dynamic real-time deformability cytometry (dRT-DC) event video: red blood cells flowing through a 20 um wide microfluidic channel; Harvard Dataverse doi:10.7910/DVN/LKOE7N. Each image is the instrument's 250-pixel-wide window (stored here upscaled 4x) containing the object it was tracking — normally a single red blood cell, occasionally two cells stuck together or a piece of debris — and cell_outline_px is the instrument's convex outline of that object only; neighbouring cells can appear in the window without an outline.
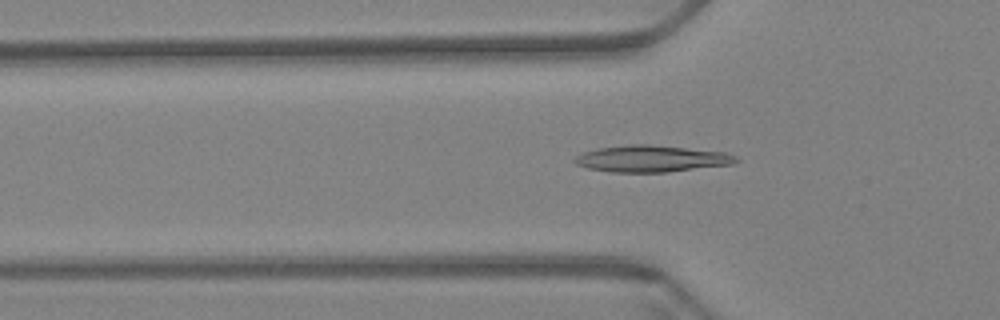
{"species": "Egyptian fruit bat (a non-hibernating species)", "species_latin": "Rousettus aegyptiacus", "temperature_condition": "warm", "stored_images_in_passage": 60, "camera_frame_rate_fps": 3000, "um_per_image_px": 0.085, "animal": {"sex": "female"}, "frame": {"image": 1, "passage_image": 20, "time_ms": 6.333, "image_size_px": [1000, 320], "cell_outline_px": [[740, 160], [732, 164], [668, 172], [608, 172], [588, 168], [576, 164], [572, 160], [576, 156], [584, 152], [596, 148], [628, 144], [648, 144], [724, 152], [736, 156]], "centroid_in_image_um": [55.34, 13.49], "position_along_channel_um": 70.5, "area_um2": 25.03}}
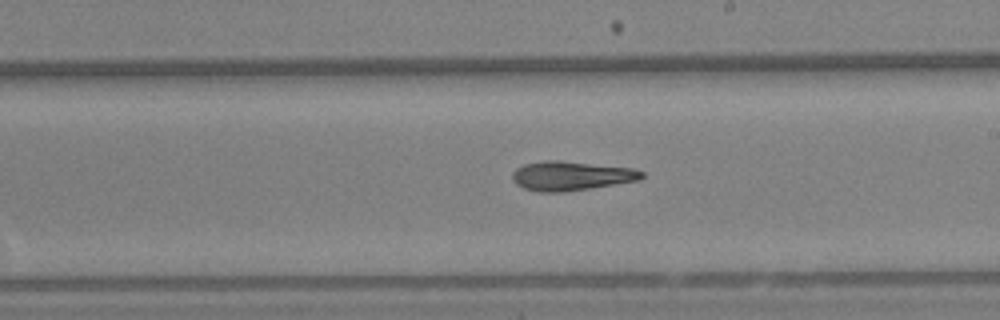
{"frame": {"image": 2, "passage_image": 35, "time_ms": 11.333, "image_size_px": [1000, 320], "cell_outline_px": [[644, 176], [640, 180], [616, 184], [564, 192], [540, 192], [524, 188], [516, 184], [512, 180], [512, 172], [516, 168], [524, 164], [544, 160], [560, 160], [632, 168], [644, 172]], "centroid_in_image_um": [48.53, 14.94], "position_along_channel_um": 240.5, "area_um2": 22.14}}
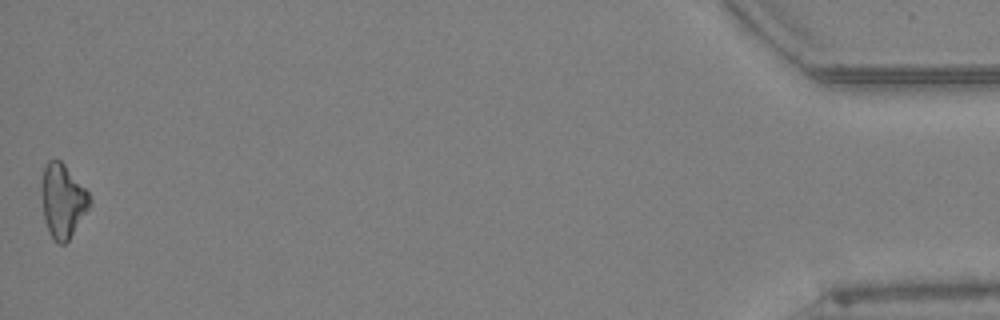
{"frame": {"image": 3, "passage_image": 60, "time_ms": 19.667, "image_size_px": [1000, 320], "cell_outline_px": [[92, 204], [68, 240], [64, 244], [60, 244], [48, 232], [44, 220], [40, 188], [40, 184], [44, 168], [48, 160], [60, 160], [64, 164], [88, 192], [92, 200]], "centroid_in_image_um": [5.31, 17.06], "position_along_channel_um": 429.9, "area_um2": 20.69}, "authors_computed_cell_mechanics": {"area_um2": 21.9062, "velocity_mm_per_s": 3.4104, "shape_relaxation_time_tau1_ms": 10.017, "shape_relaxation_time_tau2_ms": null, "deformation_change_tau1": 0.2244, "deformation_change_tau2": null}}